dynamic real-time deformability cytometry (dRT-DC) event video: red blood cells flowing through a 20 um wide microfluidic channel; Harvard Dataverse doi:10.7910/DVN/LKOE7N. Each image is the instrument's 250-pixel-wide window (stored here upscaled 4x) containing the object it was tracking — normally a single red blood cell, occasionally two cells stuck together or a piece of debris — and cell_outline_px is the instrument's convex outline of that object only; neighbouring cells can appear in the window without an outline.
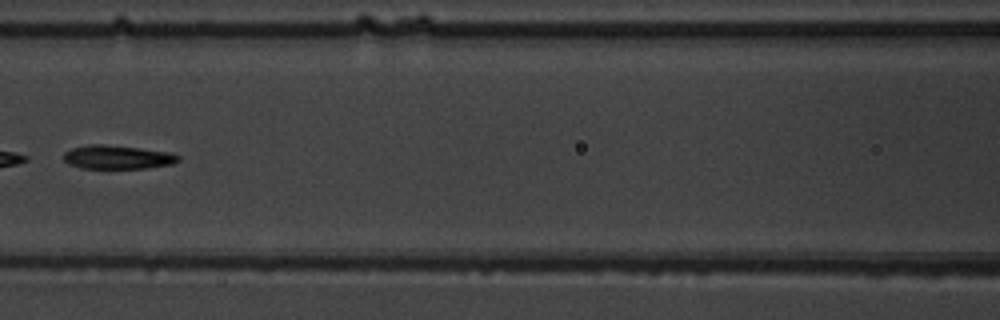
{"species": "common noctule bat (a hibernating species)", "species_latin": "Nyctalus noctula", "temperature_condition": "warm", "stored_images_in_passage": 7, "camera_frame_rate_fps": 3000, "um_per_image_px": 0.085, "animal": {"sex": "male", "body_mass_g": 19.5, "forearm_length_mm": 54.6}, "frame": {"image": 1, "passage_image": 6, "time_ms": 6.0, "image_size_px": [1000, 320], "cell_outline_px": [[180, 160], [172, 164], [144, 168], [80, 168], [68, 164], [64, 160], [64, 152], [72, 148], [88, 144], [104, 144], [172, 152], [180, 156]], "centroid_in_image_um": [9.98, 13.35], "position_along_channel_um": 156.6, "area_um2": 15.9}}
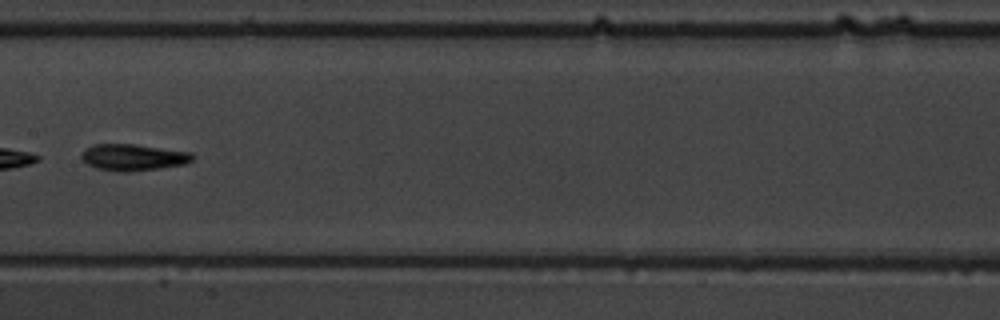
{"frame": {"image": 2, "passage_image": 7, "time_ms": 7.0, "image_size_px": [1000, 320], "cell_outline_px": [[196, 156], [192, 160], [184, 164], [160, 168], [128, 172], [116, 172], [96, 168], [80, 160], [80, 152], [84, 148], [92, 144], [136, 144], [192, 152]], "centroid_in_image_um": [11.28, 13.36], "position_along_channel_um": 196.1, "area_um2": 17.57}}